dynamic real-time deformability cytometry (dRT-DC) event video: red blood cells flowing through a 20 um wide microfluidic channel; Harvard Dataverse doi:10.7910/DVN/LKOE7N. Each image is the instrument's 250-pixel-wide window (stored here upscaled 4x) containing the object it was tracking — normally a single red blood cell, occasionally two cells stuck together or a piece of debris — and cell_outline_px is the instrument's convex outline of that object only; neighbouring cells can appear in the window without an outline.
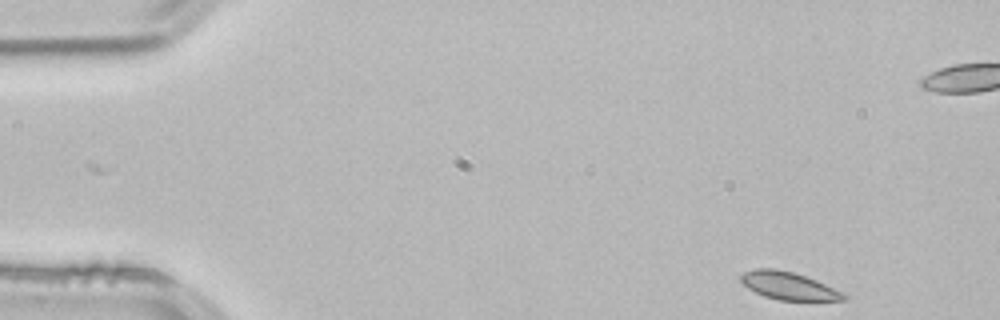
{"species": "common noctule bat (a hibernating species)", "species_latin": "Nyctalus noctula", "temperature_condition": "room temperature", "stored_images_in_passage": 50, "camera_frame_rate_fps": 3000, "um_per_image_px": 0.085, "animal": {"sex": "male", "body_mass_g": 21.5, "forearm_length_mm": 52.0}, "frame": {"image": 1, "passage_image": 1, "time_ms": 0.0, "image_size_px": [1000, 320], "cell_outline_px": [[848, 296], [844, 300], [780, 300], [764, 296], [748, 288], [740, 280], [740, 276], [744, 272], [756, 268], [776, 268], [792, 272], [816, 280], [844, 292]], "centroid_in_image_um": [67.03, 24.29], "position_along_channel_um": 18.0, "area_um2": 16.47}, "authors_computed_cell_mechanics": {"area_um2": 16.8198, "velocity_mm_per_s": 3.776, "shape_relaxation_time_tau1_ms": 0.6804, "shape_relaxation_time_tau2_ms": null, "deformation_change_tau1": 0.0437, "deformation_change_tau2": null}}